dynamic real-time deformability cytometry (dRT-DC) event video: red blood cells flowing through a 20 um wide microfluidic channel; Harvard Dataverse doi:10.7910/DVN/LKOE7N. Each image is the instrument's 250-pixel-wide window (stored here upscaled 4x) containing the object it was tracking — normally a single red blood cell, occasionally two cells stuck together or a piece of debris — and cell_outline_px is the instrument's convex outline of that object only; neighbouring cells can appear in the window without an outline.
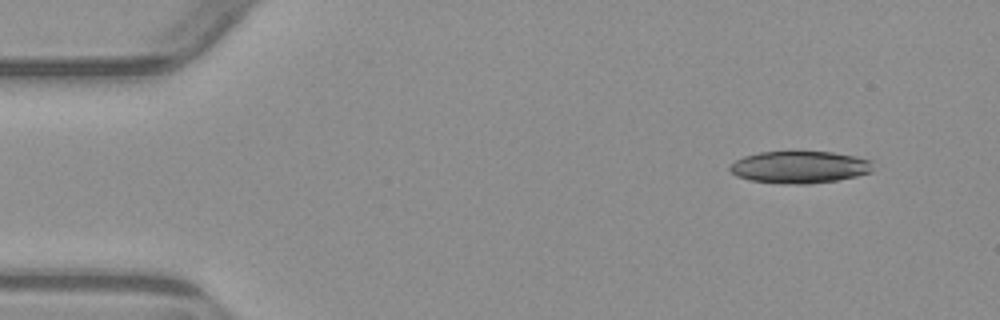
{"species": "common noctule bat (a hibernating species)", "species_latin": "Nyctalus noctula", "temperature_condition": "warm", "stored_images_in_passage": 5, "camera_frame_rate_fps": 3000, "um_per_image_px": 0.085, "animal": {"sex": "male", "body_mass_g": 23.1, "forearm_length_mm": 52.7}, "frame": {"image": 1, "passage_image": 1, "time_ms": 0.0, "image_size_px": [1000, 320], "cell_outline_px": [[872, 172], [856, 176], [836, 180], [808, 184], [788, 184], [748, 180], [736, 176], [728, 168], [736, 160], [744, 156], [760, 152], [832, 152], [856, 156], [872, 160]], "centroid_in_image_um": [67.98, 14.21], "position_along_channel_um": 17.0, "area_um2": 26.76}}